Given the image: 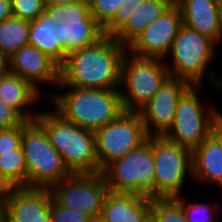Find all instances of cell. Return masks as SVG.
Returning a JSON list of instances; mask_svg holds the SVG:
<instances>
[{
  "label": "cell",
  "instance_id": "6da1fadb",
  "mask_svg": "<svg viewBox=\"0 0 222 222\" xmlns=\"http://www.w3.org/2000/svg\"><path fill=\"white\" fill-rule=\"evenodd\" d=\"M127 47L104 35L96 43L66 56L57 86L119 89L121 64Z\"/></svg>",
  "mask_w": 222,
  "mask_h": 222
},
{
  "label": "cell",
  "instance_id": "7a4b0ae2",
  "mask_svg": "<svg viewBox=\"0 0 222 222\" xmlns=\"http://www.w3.org/2000/svg\"><path fill=\"white\" fill-rule=\"evenodd\" d=\"M55 90L46 101L64 119L86 130L95 132L124 111L119 89L57 86Z\"/></svg>",
  "mask_w": 222,
  "mask_h": 222
},
{
  "label": "cell",
  "instance_id": "3957f363",
  "mask_svg": "<svg viewBox=\"0 0 222 222\" xmlns=\"http://www.w3.org/2000/svg\"><path fill=\"white\" fill-rule=\"evenodd\" d=\"M216 46L218 44L208 36L182 24L168 56L164 59L170 76L202 86L208 78V84L219 90L222 79L213 69L210 70L218 56ZM208 69L210 72H207Z\"/></svg>",
  "mask_w": 222,
  "mask_h": 222
},
{
  "label": "cell",
  "instance_id": "277c9868",
  "mask_svg": "<svg viewBox=\"0 0 222 222\" xmlns=\"http://www.w3.org/2000/svg\"><path fill=\"white\" fill-rule=\"evenodd\" d=\"M35 120L44 128L50 144L60 153L71 173L98 174L95 133L64 119L55 110L40 111Z\"/></svg>",
  "mask_w": 222,
  "mask_h": 222
},
{
  "label": "cell",
  "instance_id": "5b68a950",
  "mask_svg": "<svg viewBox=\"0 0 222 222\" xmlns=\"http://www.w3.org/2000/svg\"><path fill=\"white\" fill-rule=\"evenodd\" d=\"M21 146L27 168V188L50 189L72 174L36 120L23 123Z\"/></svg>",
  "mask_w": 222,
  "mask_h": 222
},
{
  "label": "cell",
  "instance_id": "8992f818",
  "mask_svg": "<svg viewBox=\"0 0 222 222\" xmlns=\"http://www.w3.org/2000/svg\"><path fill=\"white\" fill-rule=\"evenodd\" d=\"M169 76L164 59L140 57L126 51L119 87L124 111L138 112Z\"/></svg>",
  "mask_w": 222,
  "mask_h": 222
},
{
  "label": "cell",
  "instance_id": "52a82bcc",
  "mask_svg": "<svg viewBox=\"0 0 222 222\" xmlns=\"http://www.w3.org/2000/svg\"><path fill=\"white\" fill-rule=\"evenodd\" d=\"M109 191L154 198L155 163L152 136L138 148L108 164L101 172Z\"/></svg>",
  "mask_w": 222,
  "mask_h": 222
},
{
  "label": "cell",
  "instance_id": "ba28073f",
  "mask_svg": "<svg viewBox=\"0 0 222 222\" xmlns=\"http://www.w3.org/2000/svg\"><path fill=\"white\" fill-rule=\"evenodd\" d=\"M202 88V85H192L183 94L176 106L172 126L164 134L167 139L191 151L210 136L213 118L220 111L217 106L202 101Z\"/></svg>",
  "mask_w": 222,
  "mask_h": 222
},
{
  "label": "cell",
  "instance_id": "9c48e42d",
  "mask_svg": "<svg viewBox=\"0 0 222 222\" xmlns=\"http://www.w3.org/2000/svg\"><path fill=\"white\" fill-rule=\"evenodd\" d=\"M155 163L154 198H175L184 194L187 176L192 177V151L164 135H152Z\"/></svg>",
  "mask_w": 222,
  "mask_h": 222
},
{
  "label": "cell",
  "instance_id": "30bf717a",
  "mask_svg": "<svg viewBox=\"0 0 222 222\" xmlns=\"http://www.w3.org/2000/svg\"><path fill=\"white\" fill-rule=\"evenodd\" d=\"M94 133L101 171L111 162L138 148L148 137L140 113L133 111H123Z\"/></svg>",
  "mask_w": 222,
  "mask_h": 222
},
{
  "label": "cell",
  "instance_id": "8fae6325",
  "mask_svg": "<svg viewBox=\"0 0 222 222\" xmlns=\"http://www.w3.org/2000/svg\"><path fill=\"white\" fill-rule=\"evenodd\" d=\"M52 197L70 210L76 208L89 217L99 216L109 188L102 173L81 174L70 176L54 184L51 188Z\"/></svg>",
  "mask_w": 222,
  "mask_h": 222
},
{
  "label": "cell",
  "instance_id": "7c38bea8",
  "mask_svg": "<svg viewBox=\"0 0 222 222\" xmlns=\"http://www.w3.org/2000/svg\"><path fill=\"white\" fill-rule=\"evenodd\" d=\"M59 23L57 33L59 44L66 55L90 46L103 36V27L91 15L90 4L80 2L55 9Z\"/></svg>",
  "mask_w": 222,
  "mask_h": 222
},
{
  "label": "cell",
  "instance_id": "4fadbf2b",
  "mask_svg": "<svg viewBox=\"0 0 222 222\" xmlns=\"http://www.w3.org/2000/svg\"><path fill=\"white\" fill-rule=\"evenodd\" d=\"M192 86L188 81L169 76L154 96L138 111L146 134L164 135L172 126L176 106Z\"/></svg>",
  "mask_w": 222,
  "mask_h": 222
},
{
  "label": "cell",
  "instance_id": "5bb4252c",
  "mask_svg": "<svg viewBox=\"0 0 222 222\" xmlns=\"http://www.w3.org/2000/svg\"><path fill=\"white\" fill-rule=\"evenodd\" d=\"M181 25V11L174 3L136 37L127 51L140 57L166 59Z\"/></svg>",
  "mask_w": 222,
  "mask_h": 222
},
{
  "label": "cell",
  "instance_id": "9a60e30c",
  "mask_svg": "<svg viewBox=\"0 0 222 222\" xmlns=\"http://www.w3.org/2000/svg\"><path fill=\"white\" fill-rule=\"evenodd\" d=\"M9 71L31 83L44 98H48V90L44 91L43 84L52 85L56 89L60 81V66L37 47L29 44L9 57Z\"/></svg>",
  "mask_w": 222,
  "mask_h": 222
},
{
  "label": "cell",
  "instance_id": "2e32d148",
  "mask_svg": "<svg viewBox=\"0 0 222 222\" xmlns=\"http://www.w3.org/2000/svg\"><path fill=\"white\" fill-rule=\"evenodd\" d=\"M50 189L18 188L5 203L4 216L10 222H51Z\"/></svg>",
  "mask_w": 222,
  "mask_h": 222
},
{
  "label": "cell",
  "instance_id": "e0dca14e",
  "mask_svg": "<svg viewBox=\"0 0 222 222\" xmlns=\"http://www.w3.org/2000/svg\"><path fill=\"white\" fill-rule=\"evenodd\" d=\"M182 24L206 35L218 45L222 42V9L214 0H174Z\"/></svg>",
  "mask_w": 222,
  "mask_h": 222
},
{
  "label": "cell",
  "instance_id": "ac0fdd59",
  "mask_svg": "<svg viewBox=\"0 0 222 222\" xmlns=\"http://www.w3.org/2000/svg\"><path fill=\"white\" fill-rule=\"evenodd\" d=\"M101 216L105 222H151V198L136 193L109 191Z\"/></svg>",
  "mask_w": 222,
  "mask_h": 222
},
{
  "label": "cell",
  "instance_id": "d6986e66",
  "mask_svg": "<svg viewBox=\"0 0 222 222\" xmlns=\"http://www.w3.org/2000/svg\"><path fill=\"white\" fill-rule=\"evenodd\" d=\"M43 96L31 83L17 74L9 71L0 76V99L15 109L26 121H33L38 116L40 110L37 108L34 111L33 108L43 100Z\"/></svg>",
  "mask_w": 222,
  "mask_h": 222
},
{
  "label": "cell",
  "instance_id": "ffe728a7",
  "mask_svg": "<svg viewBox=\"0 0 222 222\" xmlns=\"http://www.w3.org/2000/svg\"><path fill=\"white\" fill-rule=\"evenodd\" d=\"M59 20L56 11L47 8L38 18L30 21L28 43L37 47L61 66L67 55L59 44V35L56 30Z\"/></svg>",
  "mask_w": 222,
  "mask_h": 222
},
{
  "label": "cell",
  "instance_id": "44dd1931",
  "mask_svg": "<svg viewBox=\"0 0 222 222\" xmlns=\"http://www.w3.org/2000/svg\"><path fill=\"white\" fill-rule=\"evenodd\" d=\"M192 178L220 187L222 197V149L211 136L192 151Z\"/></svg>",
  "mask_w": 222,
  "mask_h": 222
},
{
  "label": "cell",
  "instance_id": "7402d4cb",
  "mask_svg": "<svg viewBox=\"0 0 222 222\" xmlns=\"http://www.w3.org/2000/svg\"><path fill=\"white\" fill-rule=\"evenodd\" d=\"M173 4L174 0L144 1L113 37L120 44L128 47L145 28L154 23Z\"/></svg>",
  "mask_w": 222,
  "mask_h": 222
},
{
  "label": "cell",
  "instance_id": "603a6c76",
  "mask_svg": "<svg viewBox=\"0 0 222 222\" xmlns=\"http://www.w3.org/2000/svg\"><path fill=\"white\" fill-rule=\"evenodd\" d=\"M30 21L11 17L0 22V50L10 57L28 45Z\"/></svg>",
  "mask_w": 222,
  "mask_h": 222
},
{
  "label": "cell",
  "instance_id": "cb8c5ba5",
  "mask_svg": "<svg viewBox=\"0 0 222 222\" xmlns=\"http://www.w3.org/2000/svg\"><path fill=\"white\" fill-rule=\"evenodd\" d=\"M0 172L18 188H27V168L22 146L13 153H0Z\"/></svg>",
  "mask_w": 222,
  "mask_h": 222
},
{
  "label": "cell",
  "instance_id": "d4e9b609",
  "mask_svg": "<svg viewBox=\"0 0 222 222\" xmlns=\"http://www.w3.org/2000/svg\"><path fill=\"white\" fill-rule=\"evenodd\" d=\"M175 199L182 207L188 222H217L218 217H220L222 214V208L219 206L220 202L217 203L212 201V204L211 202L202 203L201 201L199 202L197 200H192V202L189 200L188 202L187 198L184 197V194L175 197ZM216 210H218L220 213H218Z\"/></svg>",
  "mask_w": 222,
  "mask_h": 222
},
{
  "label": "cell",
  "instance_id": "484cf974",
  "mask_svg": "<svg viewBox=\"0 0 222 222\" xmlns=\"http://www.w3.org/2000/svg\"><path fill=\"white\" fill-rule=\"evenodd\" d=\"M151 222H188L175 198L151 199Z\"/></svg>",
  "mask_w": 222,
  "mask_h": 222
},
{
  "label": "cell",
  "instance_id": "4316f807",
  "mask_svg": "<svg viewBox=\"0 0 222 222\" xmlns=\"http://www.w3.org/2000/svg\"><path fill=\"white\" fill-rule=\"evenodd\" d=\"M146 0H125L115 16L103 27L106 36L113 37L130 19L132 14Z\"/></svg>",
  "mask_w": 222,
  "mask_h": 222
},
{
  "label": "cell",
  "instance_id": "83f0119b",
  "mask_svg": "<svg viewBox=\"0 0 222 222\" xmlns=\"http://www.w3.org/2000/svg\"><path fill=\"white\" fill-rule=\"evenodd\" d=\"M14 17L32 21L38 18L46 9V0H11Z\"/></svg>",
  "mask_w": 222,
  "mask_h": 222
},
{
  "label": "cell",
  "instance_id": "f1b7e54d",
  "mask_svg": "<svg viewBox=\"0 0 222 222\" xmlns=\"http://www.w3.org/2000/svg\"><path fill=\"white\" fill-rule=\"evenodd\" d=\"M125 0H91L90 11L94 19L104 27L116 14Z\"/></svg>",
  "mask_w": 222,
  "mask_h": 222
},
{
  "label": "cell",
  "instance_id": "f546056e",
  "mask_svg": "<svg viewBox=\"0 0 222 222\" xmlns=\"http://www.w3.org/2000/svg\"><path fill=\"white\" fill-rule=\"evenodd\" d=\"M51 222H88L89 216L74 208L70 210L59 204L53 197L50 207Z\"/></svg>",
  "mask_w": 222,
  "mask_h": 222
},
{
  "label": "cell",
  "instance_id": "4dcf8cb0",
  "mask_svg": "<svg viewBox=\"0 0 222 222\" xmlns=\"http://www.w3.org/2000/svg\"><path fill=\"white\" fill-rule=\"evenodd\" d=\"M23 124L0 131V153H13L21 147Z\"/></svg>",
  "mask_w": 222,
  "mask_h": 222
},
{
  "label": "cell",
  "instance_id": "1f68e13d",
  "mask_svg": "<svg viewBox=\"0 0 222 222\" xmlns=\"http://www.w3.org/2000/svg\"><path fill=\"white\" fill-rule=\"evenodd\" d=\"M26 120L12 107L0 99V127L13 128L22 125Z\"/></svg>",
  "mask_w": 222,
  "mask_h": 222
},
{
  "label": "cell",
  "instance_id": "d6a6232c",
  "mask_svg": "<svg viewBox=\"0 0 222 222\" xmlns=\"http://www.w3.org/2000/svg\"><path fill=\"white\" fill-rule=\"evenodd\" d=\"M18 187L0 172V205L4 206Z\"/></svg>",
  "mask_w": 222,
  "mask_h": 222
},
{
  "label": "cell",
  "instance_id": "836d02e7",
  "mask_svg": "<svg viewBox=\"0 0 222 222\" xmlns=\"http://www.w3.org/2000/svg\"><path fill=\"white\" fill-rule=\"evenodd\" d=\"M210 136L218 143L222 149V112L219 111L213 118Z\"/></svg>",
  "mask_w": 222,
  "mask_h": 222
},
{
  "label": "cell",
  "instance_id": "e575fe53",
  "mask_svg": "<svg viewBox=\"0 0 222 222\" xmlns=\"http://www.w3.org/2000/svg\"><path fill=\"white\" fill-rule=\"evenodd\" d=\"M13 17L12 1L0 0V22Z\"/></svg>",
  "mask_w": 222,
  "mask_h": 222
},
{
  "label": "cell",
  "instance_id": "d590c367",
  "mask_svg": "<svg viewBox=\"0 0 222 222\" xmlns=\"http://www.w3.org/2000/svg\"><path fill=\"white\" fill-rule=\"evenodd\" d=\"M80 2H86V0H46V6L48 9L55 10L63 5L80 3Z\"/></svg>",
  "mask_w": 222,
  "mask_h": 222
},
{
  "label": "cell",
  "instance_id": "8d00e7d4",
  "mask_svg": "<svg viewBox=\"0 0 222 222\" xmlns=\"http://www.w3.org/2000/svg\"><path fill=\"white\" fill-rule=\"evenodd\" d=\"M9 72V57L0 50V76Z\"/></svg>",
  "mask_w": 222,
  "mask_h": 222
},
{
  "label": "cell",
  "instance_id": "74e56055",
  "mask_svg": "<svg viewBox=\"0 0 222 222\" xmlns=\"http://www.w3.org/2000/svg\"><path fill=\"white\" fill-rule=\"evenodd\" d=\"M88 222H105V220L101 215H99L95 217H90Z\"/></svg>",
  "mask_w": 222,
  "mask_h": 222
},
{
  "label": "cell",
  "instance_id": "f35d334b",
  "mask_svg": "<svg viewBox=\"0 0 222 222\" xmlns=\"http://www.w3.org/2000/svg\"><path fill=\"white\" fill-rule=\"evenodd\" d=\"M4 216V207L0 205V220Z\"/></svg>",
  "mask_w": 222,
  "mask_h": 222
},
{
  "label": "cell",
  "instance_id": "ab89813d",
  "mask_svg": "<svg viewBox=\"0 0 222 222\" xmlns=\"http://www.w3.org/2000/svg\"><path fill=\"white\" fill-rule=\"evenodd\" d=\"M214 1L222 9V0H214Z\"/></svg>",
  "mask_w": 222,
  "mask_h": 222
},
{
  "label": "cell",
  "instance_id": "60d3db41",
  "mask_svg": "<svg viewBox=\"0 0 222 222\" xmlns=\"http://www.w3.org/2000/svg\"><path fill=\"white\" fill-rule=\"evenodd\" d=\"M0 222H10L5 216H3L0 220Z\"/></svg>",
  "mask_w": 222,
  "mask_h": 222
}]
</instances>
